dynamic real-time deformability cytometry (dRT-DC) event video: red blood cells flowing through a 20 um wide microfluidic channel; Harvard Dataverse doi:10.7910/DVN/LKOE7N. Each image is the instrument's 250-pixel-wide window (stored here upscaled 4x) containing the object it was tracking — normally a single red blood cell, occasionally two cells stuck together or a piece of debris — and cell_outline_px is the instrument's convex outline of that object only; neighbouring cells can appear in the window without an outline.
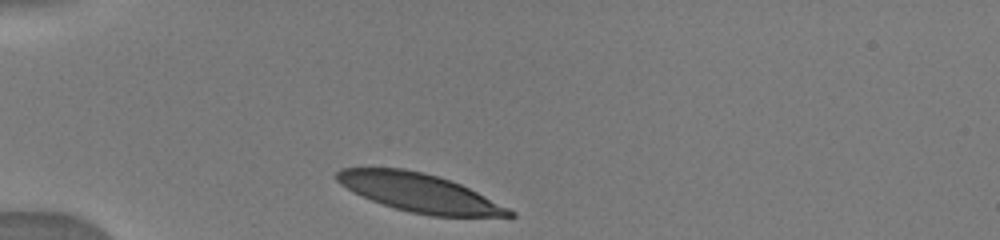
{"species": "human", "species_latin": "Homo sapiens", "temperature_condition": "warm", "stored_images_in_passage": 9, "camera_frame_rate_fps": 3000, "um_per_image_px": 0.085, "donor": {"sex": "male"}, "frame": {"image": 1, "passage_image": 1, "time_ms": 0.0, "image_size_px": [1000, 240], "cell_outline_px": [[516, 216], [432, 216], [412, 212], [396, 208], [372, 200], [352, 192], [340, 184], [332, 176], [340, 168], [404, 168], [424, 172], [460, 184], [516, 212]], "centroid_in_image_um": [35.58, 16.37], "position_along_channel_um": 49.4, "area_um2": 38.09}}
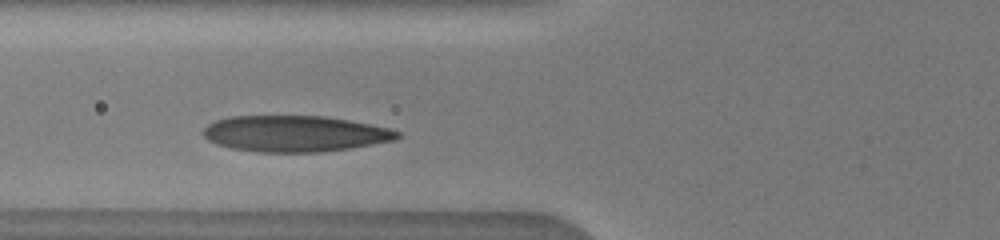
{"frame": {"image": 2, "passage_image": 3, "time_ms": 2.0, "image_size_px": [1000, 240], "cell_outline_px": [[400, 136], [396, 140], [352, 148], [320, 152], [256, 152], [232, 148], [216, 144], [208, 140], [200, 132], [208, 124], [216, 120], [228, 116], [324, 116], [348, 120], [388, 128], [400, 132]], "centroid_in_image_um": [25.04, 11.36], "position_along_channel_um": 100.8, "area_um2": 40.98}}